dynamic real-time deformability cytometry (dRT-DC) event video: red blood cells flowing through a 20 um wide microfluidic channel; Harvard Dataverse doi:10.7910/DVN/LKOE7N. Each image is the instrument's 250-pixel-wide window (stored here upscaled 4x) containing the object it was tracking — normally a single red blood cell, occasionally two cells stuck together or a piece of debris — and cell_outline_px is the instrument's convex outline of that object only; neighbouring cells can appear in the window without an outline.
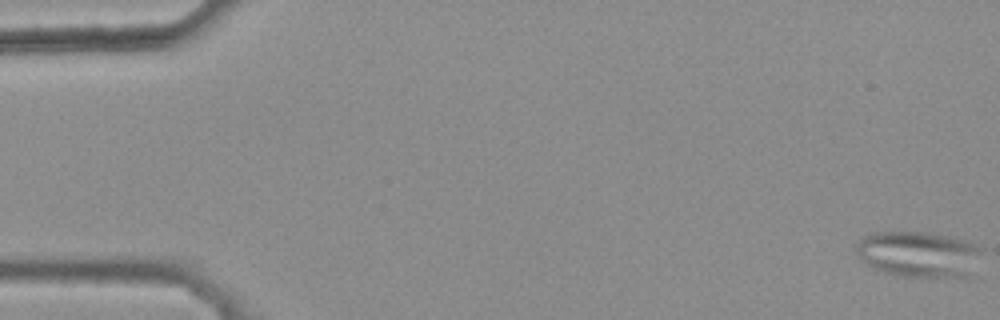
{"species": "common noctule bat (a hibernating species)", "species_latin": "Nyctalus noctula", "temperature_condition": "warm", "stored_images_in_passage": 45, "segment_of_instrument_passage": [1, 2], "camera_frame_rate_fps": 3000, "um_per_image_px": 0.085, "animal": {"sex": "female", "body_mass_g": 25.1}, "frame": {"image": 1, "passage_image": 1, "time_ms": 0.0, "image_size_px": [1000, 320], "cell_outline_px": [[984, 248], [972, 280], [964, 280], [896, 276], [884, 272], [868, 264], [856, 252], [856, 244], [868, 232], [928, 232], [948, 236], [964, 240], [976, 244]], "centroid_in_image_um": [78.24, 21.67], "position_along_channel_um": 6.8, "area_um2": 35.03}}